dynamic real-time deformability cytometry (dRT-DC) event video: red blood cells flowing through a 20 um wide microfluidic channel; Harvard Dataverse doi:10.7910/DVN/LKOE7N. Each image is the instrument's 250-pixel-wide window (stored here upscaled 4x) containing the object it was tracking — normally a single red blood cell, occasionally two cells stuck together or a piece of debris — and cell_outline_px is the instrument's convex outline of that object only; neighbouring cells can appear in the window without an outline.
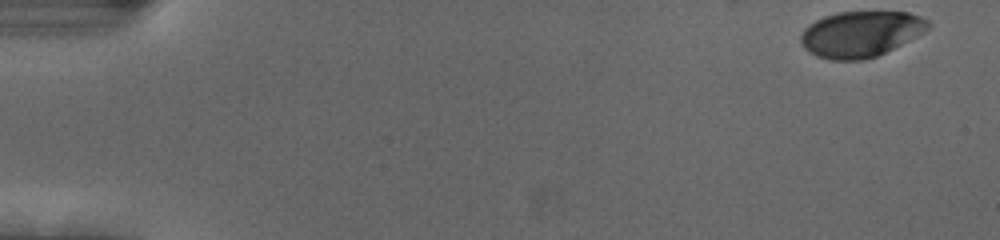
{"species": "human", "species_latin": "Homo sapiens", "temperature_condition": "cold", "stored_images_in_passage": 54, "camera_frame_rate_fps": 3000, "um_per_image_px": 0.085, "donor": {"sex": "female"}, "frame": {"image": 1, "passage_image": 1, "time_ms": 0.0, "image_size_px": [1000, 240], "cell_outline_px": [[932, 24], [924, 32], [876, 56], [864, 60], [828, 60], [816, 56], [808, 52], [804, 48], [800, 40], [800, 36], [804, 28], [808, 24], [824, 16], [836, 12], [908, 12], [920, 16], [928, 20]], "centroid_in_image_um": [73.12, 2.89], "position_along_channel_um": 11.9, "area_um2": 34.04}}
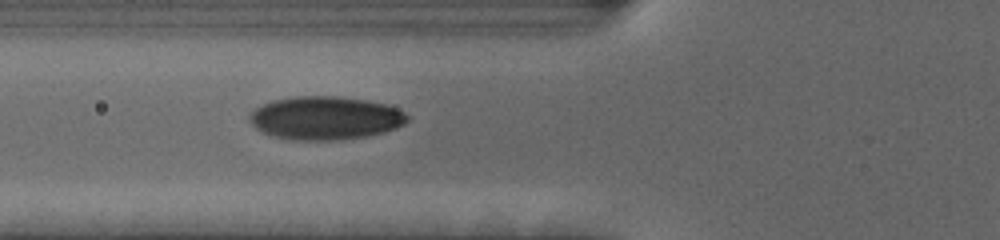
{"frame": {"image": 2, "passage_image": 20, "time_ms": 6.333, "image_size_px": [1000, 240], "cell_outline_px": [[408, 120], [404, 124], [396, 128], [384, 132], [368, 136], [340, 140], [296, 140], [276, 136], [264, 132], [256, 128], [252, 124], [248, 116], [256, 108], [272, 100], [296, 96], [336, 96], [364, 100], [384, 104], [396, 108], [404, 112], [408, 116]], "centroid_in_image_um": [27.67, 10.03], "position_along_channel_um": 98.1, "area_um2": 39.54}}
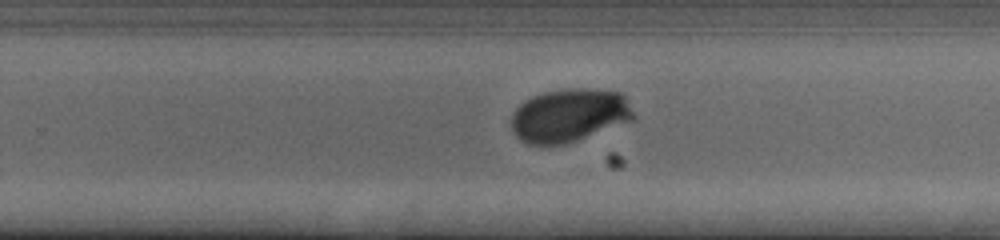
{"frame": {"image": 3, "passage_image": 35, "time_ms": 11.333, "image_size_px": [1000, 240], "cell_outline_px": [[636, 116], [632, 120], [576, 140], [564, 144], [528, 144], [520, 140], [512, 132], [512, 112], [520, 104], [532, 96], [544, 92], [564, 88], [592, 88], [620, 92], [624, 96]], "centroid_in_image_um": [48.37, 9.78], "position_along_channel_um": 281.4, "area_um2": 37.86}, "authors_computed_cell_mechanics": {"area_um2": 37.0787, "velocity_mm_per_s": 3.6722, "shape_relaxation_time_tau1_ms": 2.7584, "shape_relaxation_time_tau2_ms": null, "deformation_change_tau1": 0.1575, "deformation_change_tau2": null}}